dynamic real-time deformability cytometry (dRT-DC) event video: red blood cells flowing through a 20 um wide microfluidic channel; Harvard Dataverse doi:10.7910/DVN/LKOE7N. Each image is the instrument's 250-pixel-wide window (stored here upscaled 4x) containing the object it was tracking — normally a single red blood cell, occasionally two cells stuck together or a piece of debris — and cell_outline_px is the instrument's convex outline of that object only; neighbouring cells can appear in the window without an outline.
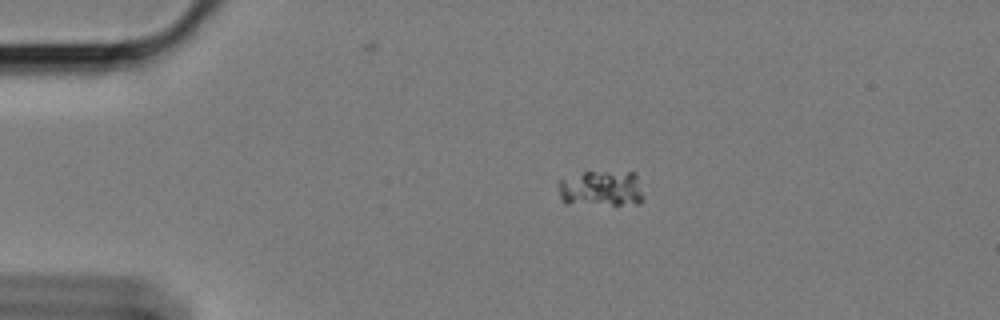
{"species": "Egyptian fruit bat (a non-hibernating species)", "species_latin": "Rousettus aegyptiacus", "temperature_condition": "cold", "stored_images_in_passage": 48, "camera_frame_rate_fps": 3000, "um_per_image_px": 0.085, "animal": {"sex": "female"}, "frame": {"image": 1, "passage_image": 1, "time_ms": 0.0, "image_size_px": [1000, 320], "cell_outline_px": [[640, 200], [620, 204], [616, 204], [564, 200], [564, 188], [584, 172], [632, 172], [640, 196]], "centroid_in_image_um": [51.28, 16.0], "position_along_channel_um": 33.7, "area_um2": 14.68}}
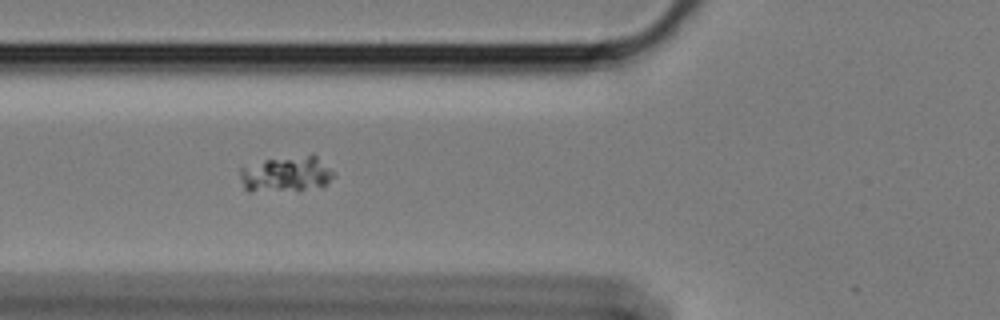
{"frame": {"image": 2, "passage_image": 11, "time_ms": 3.333, "image_size_px": [1000, 320], "cell_outline_px": [[328, 176], [324, 184], [300, 188], [296, 188], [280, 184], [264, 168], [264, 164], [268, 160], [312, 156]], "centroid_in_image_um": [25.22, 14.61], "position_along_channel_um": 100.6, "area_um2": 10.64}}
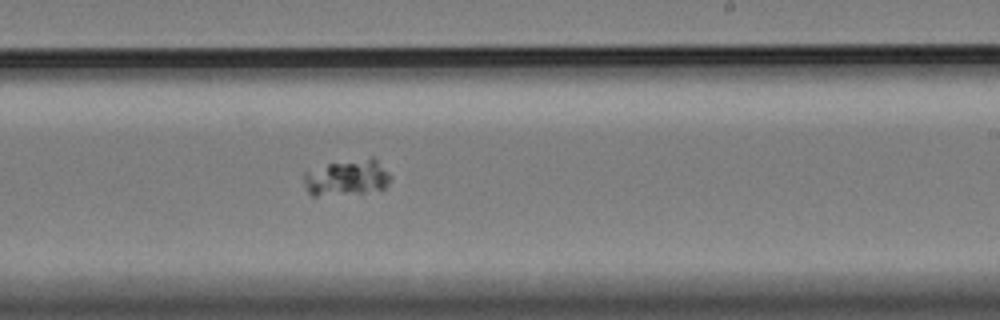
{"frame": {"image": 3, "passage_image": 25, "time_ms": 8.0, "image_size_px": [1000, 320], "cell_outline_px": [[388, 176], [384, 184], [380, 188], [316, 192], [312, 192], [308, 188], [308, 184], [328, 164], [372, 160]], "centroid_in_image_um": [29.64, 15.05], "position_along_channel_um": 259.4, "area_um2": 13.41}}